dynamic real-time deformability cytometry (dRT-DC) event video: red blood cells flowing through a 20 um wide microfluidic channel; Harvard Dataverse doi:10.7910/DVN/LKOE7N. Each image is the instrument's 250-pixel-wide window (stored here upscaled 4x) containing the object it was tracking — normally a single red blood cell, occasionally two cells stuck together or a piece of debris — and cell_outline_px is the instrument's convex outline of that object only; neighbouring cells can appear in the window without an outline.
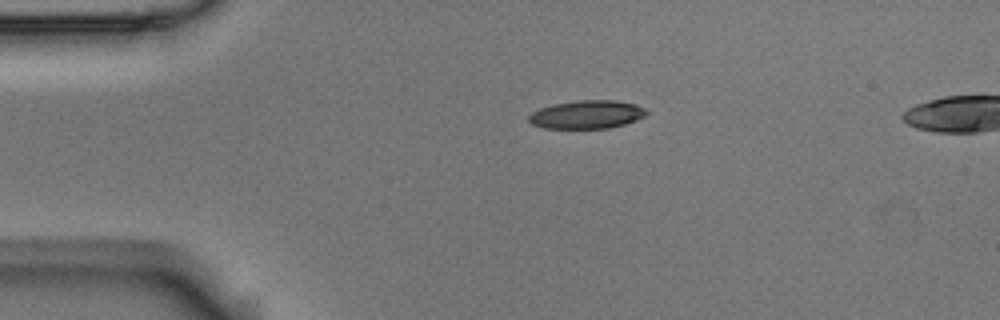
{"species": "Egyptian fruit bat (a non-hibernating species)", "species_latin": "Rousettus aegyptiacus", "temperature_condition": "room temperature", "stored_images_in_passage": 3, "segment_of_instrument_passage": [1, 2], "camera_frame_rate_fps": 3000, "um_per_image_px": 0.085, "animal": {"sex": "male"}, "frame": {"image": 1, "passage_image": 1, "time_ms": 0.0, "image_size_px": [1000, 320], "cell_outline_px": [[648, 112], [644, 116], [636, 120], [624, 124], [608, 128], [544, 128], [532, 124], [528, 120], [528, 116], [532, 112], [540, 108], [552, 104], [580, 100], [616, 100], [636, 104], [644, 108]], "centroid_in_image_um": [49.87, 9.73], "position_along_channel_um": 35.1, "area_um2": 19.36}}